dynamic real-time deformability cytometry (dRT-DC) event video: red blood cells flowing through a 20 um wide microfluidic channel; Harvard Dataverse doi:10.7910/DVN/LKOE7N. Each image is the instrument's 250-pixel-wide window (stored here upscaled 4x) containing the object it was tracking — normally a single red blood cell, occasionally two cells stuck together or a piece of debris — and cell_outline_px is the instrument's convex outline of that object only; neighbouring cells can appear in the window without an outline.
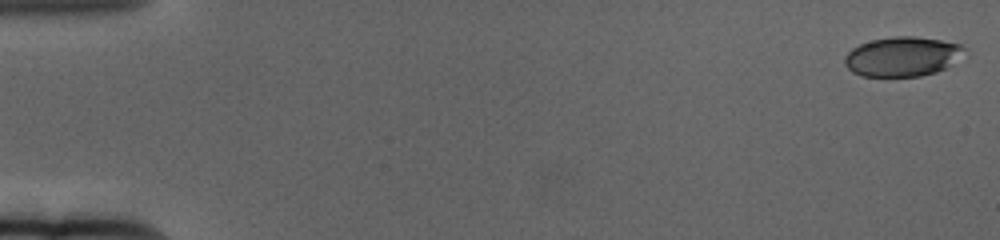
{"species": "human", "species_latin": "Homo sapiens", "temperature_condition": "cold", "stored_images_in_passage": 61, "camera_frame_rate_fps": 3000, "um_per_image_px": 0.085, "donor": {"sex": "female"}, "frame": {"image": 1, "passage_image": 1, "time_ms": 0.0, "image_size_px": [1000, 240], "cell_outline_px": [[964, 48], [944, 68], [936, 72], [920, 76], [860, 76], [852, 72], [844, 64], [844, 56], [852, 48], [860, 44], [872, 40], [892, 36], [916, 36], [940, 40], [960, 44]], "centroid_in_image_um": [76.58, 4.8], "position_along_channel_um": 8.4, "area_um2": 27.11}}
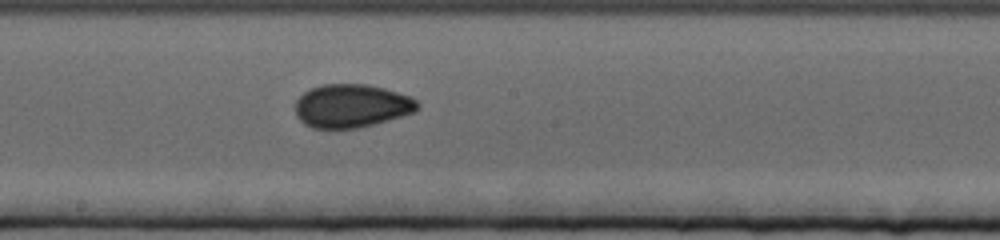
{"frame": {"image": 2, "passage_image": 34, "time_ms": 11.0, "image_size_px": [1000, 240], "cell_outline_px": [[420, 108], [416, 112], [372, 124], [356, 128], [312, 128], [304, 124], [296, 116], [296, 100], [304, 92], [312, 88], [324, 84], [368, 84], [384, 88], [412, 96], [420, 104]], "centroid_in_image_um": [29.91, 8.99], "position_along_channel_um": 218.3, "area_um2": 30.92}}
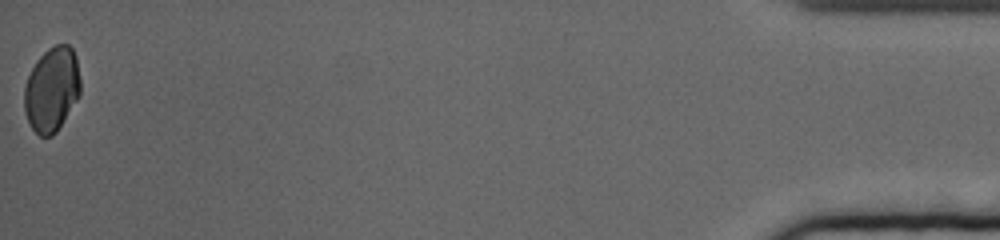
{"frame": {"image": 3, "passage_image": 61, "time_ms": 20.0, "image_size_px": [1000, 240], "cell_outline_px": [[80, 96], [56, 132], [52, 136], [40, 136], [32, 128], [24, 112], [24, 88], [28, 76], [36, 60], [48, 48], [56, 44], [68, 44], [72, 48], [76, 56], [80, 80]], "centroid_in_image_um": [4.41, 7.59], "position_along_channel_um": 430.8, "area_um2": 27.74}, "authors_computed_cell_mechanics": {"area_um2": 29.5358, "velocity_mm_per_s": 3.3559, "shape_relaxation_time_tau1_ms": null, "shape_relaxation_time_tau2_ms": 1.1941, "deformation_change_tau1": null, "deformation_change_tau2": 0.0461}}